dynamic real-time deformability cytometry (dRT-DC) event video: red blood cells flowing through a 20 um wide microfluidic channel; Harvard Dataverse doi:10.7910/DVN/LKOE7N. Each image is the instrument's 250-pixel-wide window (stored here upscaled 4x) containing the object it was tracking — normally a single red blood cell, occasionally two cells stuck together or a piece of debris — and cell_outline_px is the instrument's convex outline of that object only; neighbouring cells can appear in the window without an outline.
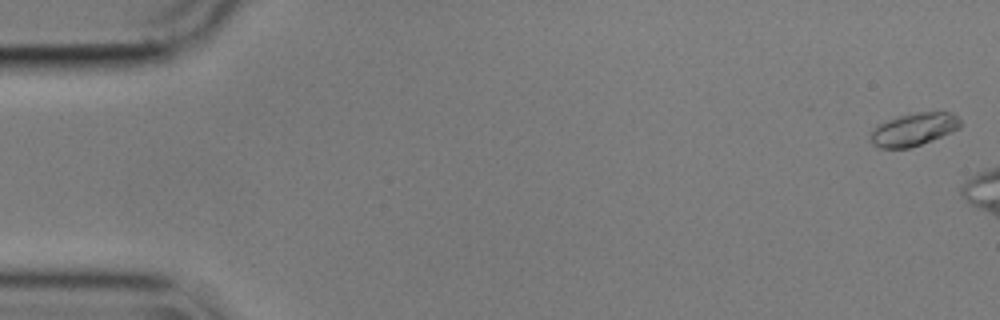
{"species": "common noctule bat (a hibernating species)", "species_latin": "Nyctalus noctula", "temperature_condition": "cold", "stored_images_in_passage": 12, "camera_frame_rate_fps": 3000, "um_per_image_px": 0.085, "animal": {"sex": "male", "body_mass_g": 17.9}, "frame": {"image": 1, "passage_image": 1, "time_ms": 0.0, "image_size_px": [1000, 320], "cell_outline_px": [[960, 128], [932, 140], [908, 148], [880, 148], [872, 144], [872, 132], [876, 124], [912, 112], [952, 112], [960, 120]], "centroid_in_image_um": [77.67, 10.99], "position_along_channel_um": 7.3, "area_um2": 16.99}}